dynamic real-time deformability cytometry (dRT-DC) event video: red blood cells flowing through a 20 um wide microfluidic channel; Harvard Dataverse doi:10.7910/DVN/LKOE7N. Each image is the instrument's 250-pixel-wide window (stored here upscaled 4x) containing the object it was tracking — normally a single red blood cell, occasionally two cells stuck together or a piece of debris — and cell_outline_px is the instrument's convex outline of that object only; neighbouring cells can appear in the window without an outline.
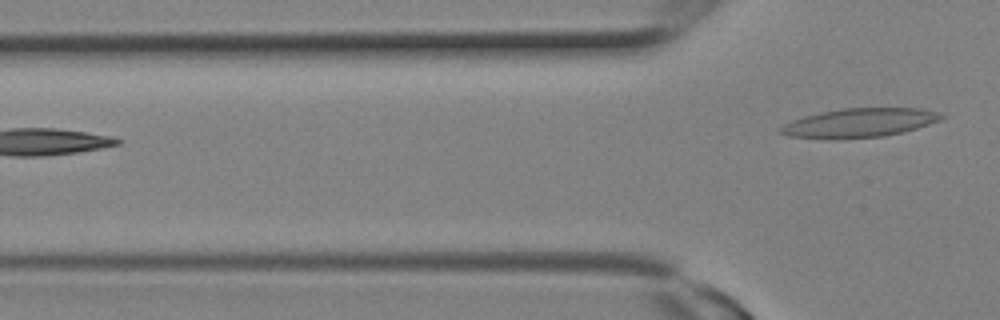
{"species": "Egyptian fruit bat (a non-hibernating species)", "species_latin": "Rousettus aegyptiacus", "temperature_condition": "room temperature", "stored_images_in_passage": 4, "segment_of_instrument_passage": [2, 2], "camera_frame_rate_fps": 3000, "um_per_image_px": 0.085, "animal": {"sex": "female"}, "frame": {"image": 1, "passage_image": 4, "time_ms": 1.0, "image_size_px": [1000, 320], "cell_outline_px": [[944, 116], [940, 120], [904, 132], [884, 136], [832, 140], [828, 140], [788, 136], [780, 132], [776, 128], [792, 120], [804, 116], [820, 112], [844, 108], [920, 108], [936, 112]], "centroid_in_image_um": [72.97, 10.46], "position_along_channel_um": 52.8, "area_um2": 27.4}}